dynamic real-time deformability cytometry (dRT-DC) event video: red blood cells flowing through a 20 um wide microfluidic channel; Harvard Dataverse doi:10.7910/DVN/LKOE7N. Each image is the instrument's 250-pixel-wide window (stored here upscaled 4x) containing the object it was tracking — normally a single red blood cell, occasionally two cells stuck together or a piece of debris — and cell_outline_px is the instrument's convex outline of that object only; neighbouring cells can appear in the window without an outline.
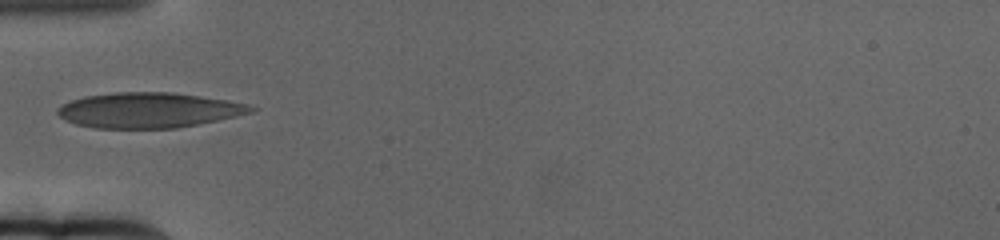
{"species": "human", "species_latin": "Homo sapiens", "temperature_condition": "cold", "stored_images_in_passage": 44, "camera_frame_rate_fps": 3000, "um_per_image_px": 0.085, "donor": {"sex": "female"}, "frame": {"image": 1, "passage_image": 1, "time_ms": 0.0, "image_size_px": [1000, 240], "cell_outline_px": [[256, 108], [252, 112], [236, 116], [176, 128], [96, 128], [76, 124], [64, 120], [56, 112], [56, 108], [60, 104], [84, 96], [112, 92], [172, 92], [228, 100], [248, 104]], "centroid_in_image_um": [12.58, 9.36], "position_along_channel_um": 72.4, "area_um2": 39.71}}
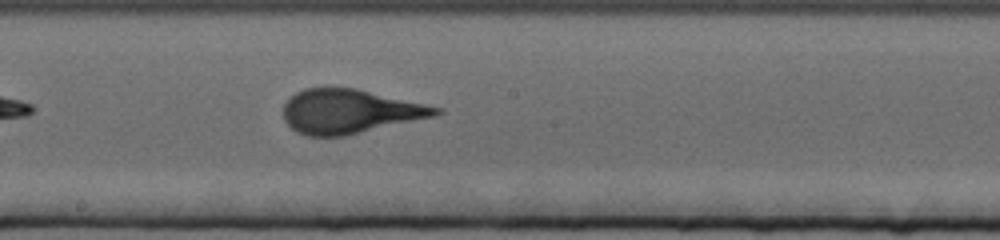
{"frame": {"image": 2, "passage_image": 15, "time_ms": 4.667, "image_size_px": [1000, 240], "cell_outline_px": [[444, 112], [436, 116], [344, 136], [304, 136], [296, 132], [284, 120], [284, 104], [296, 92], [304, 88], [328, 84], [356, 88], [444, 108]], "centroid_in_image_um": [29.72, 9.43], "position_along_channel_um": 218.5, "area_um2": 40.0}}
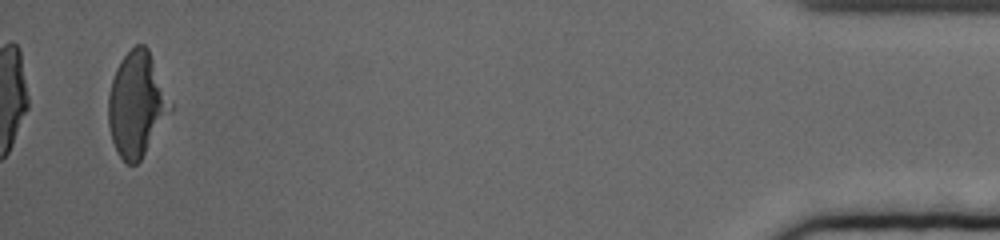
{"frame": {"image": 3, "passage_image": 42, "time_ms": 13.667, "image_size_px": [1000, 240], "cell_outline_px": [[172, 108], [140, 160], [136, 164], [128, 164], [116, 152], [112, 140], [108, 124], [108, 96], [112, 80], [116, 68], [120, 60], [136, 44], [144, 44], [148, 48], [172, 104]], "centroid_in_image_um": [11.59, 8.85], "position_along_channel_um": 423.6, "area_um2": 37.28}, "authors_computed_cell_mechanics": {"area_um2": 38.8705, "velocity_mm_per_s": 3.1241, "shape_relaxation_time_tau1_ms": 5.5548, "shape_relaxation_time_tau2_ms": null, "deformation_change_tau1": 0.1948, "deformation_change_tau2": null}}